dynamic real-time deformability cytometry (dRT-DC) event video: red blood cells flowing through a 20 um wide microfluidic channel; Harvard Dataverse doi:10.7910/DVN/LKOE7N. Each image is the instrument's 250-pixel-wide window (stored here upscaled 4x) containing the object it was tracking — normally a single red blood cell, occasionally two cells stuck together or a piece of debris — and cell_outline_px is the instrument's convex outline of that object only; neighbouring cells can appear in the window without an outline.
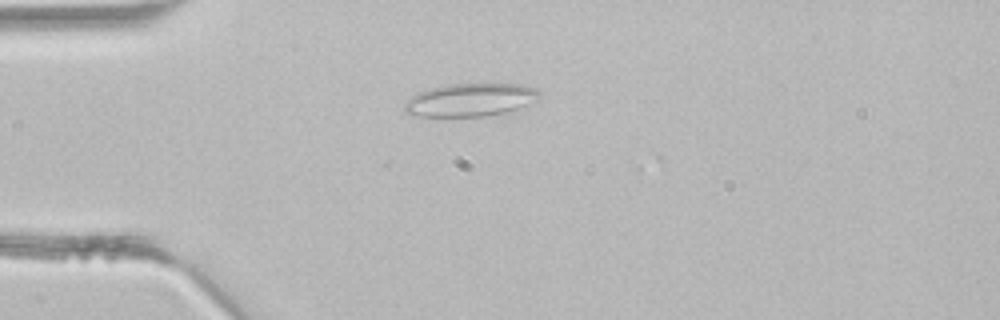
{"species": "common noctule bat (a hibernating species)", "species_latin": "Nyctalus noctula", "temperature_condition": "room temperature", "stored_images_in_passage": 4, "camera_frame_rate_fps": 3000, "um_per_image_px": 0.085, "animal": {"sex": "male", "body_mass_g": 21.5, "forearm_length_mm": 52.0}, "frame": {"image": 1, "passage_image": 4, "time_ms": 1.0, "image_size_px": [1000, 320], "cell_outline_px": [[540, 96], [536, 100], [516, 108], [504, 112], [484, 116], [416, 116], [404, 112], [404, 104], [412, 96], [428, 88], [444, 84], [520, 84], [536, 88], [540, 92]], "centroid_in_image_um": [39.94, 8.48], "position_along_channel_um": 45.1, "area_um2": 25.72}}